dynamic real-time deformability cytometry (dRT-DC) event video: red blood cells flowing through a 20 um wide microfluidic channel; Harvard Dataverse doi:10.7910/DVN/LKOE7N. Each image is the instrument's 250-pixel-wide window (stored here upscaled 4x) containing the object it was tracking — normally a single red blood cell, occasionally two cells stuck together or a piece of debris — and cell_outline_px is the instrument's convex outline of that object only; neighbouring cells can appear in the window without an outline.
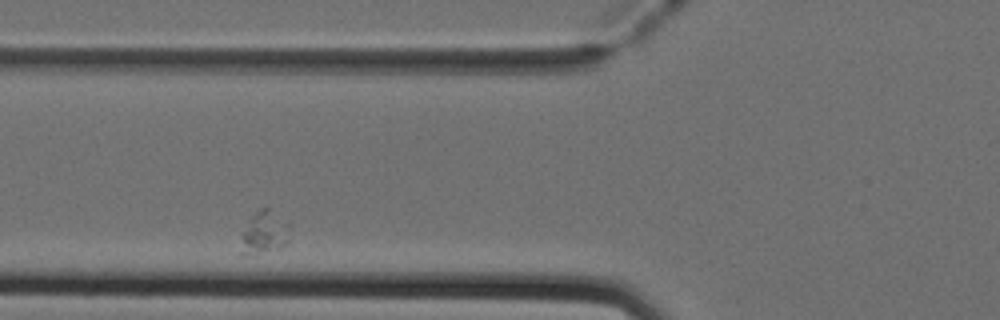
{"species": "Egyptian fruit bat (a non-hibernating species)", "species_latin": "Rousettus aegyptiacus", "temperature_condition": "cold", "stored_images_in_passage": 30, "camera_frame_rate_fps": 3000, "um_per_image_px": 0.085, "animal": {"sex": "female"}, "frame": {"image": 1, "passage_image": 5, "time_ms": 1.333, "image_size_px": [1000, 320], "cell_outline_px": [[288, 244], [252, 256], [240, 256], [240, 236], [252, 216], [260, 208], [268, 208], [288, 224]], "centroid_in_image_um": [22.39, 19.84], "position_along_channel_um": 103.4, "area_um2": 12.14}}
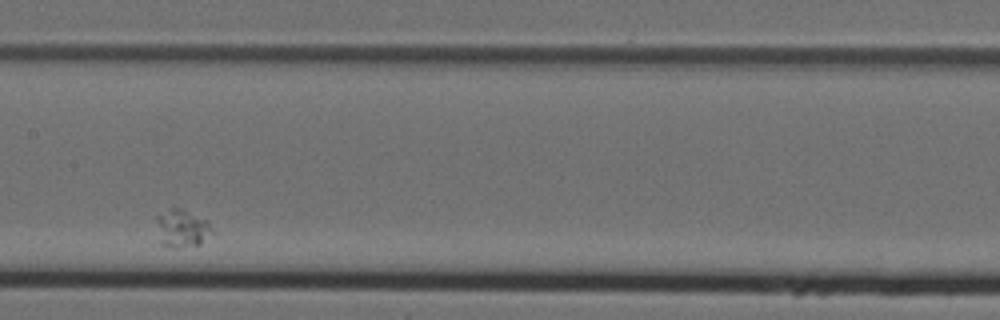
{"frame": {"image": 2, "passage_image": 13, "time_ms": 4.0, "image_size_px": [1000, 320], "cell_outline_px": [[216, 232], [200, 244], [176, 248], [160, 244], [156, 220], [156, 216], [172, 208], [180, 208], [204, 220]], "centroid_in_image_um": [15.47, 19.44], "position_along_channel_um": 191.9, "area_um2": 12.08}}
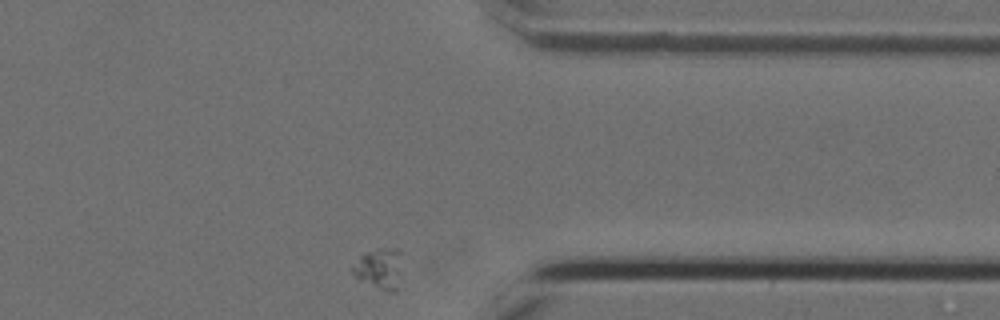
{"frame": {"image": 3, "passage_image": 30, "time_ms": 9.667, "image_size_px": [1000, 320], "cell_outline_px": [[400, 252], [396, 292], [388, 292], [360, 280], [352, 272], [352, 268], [360, 256], [364, 252], [380, 248]], "centroid_in_image_um": [32.19, 22.84], "position_along_channel_um": 379.2, "area_um2": 11.04}}